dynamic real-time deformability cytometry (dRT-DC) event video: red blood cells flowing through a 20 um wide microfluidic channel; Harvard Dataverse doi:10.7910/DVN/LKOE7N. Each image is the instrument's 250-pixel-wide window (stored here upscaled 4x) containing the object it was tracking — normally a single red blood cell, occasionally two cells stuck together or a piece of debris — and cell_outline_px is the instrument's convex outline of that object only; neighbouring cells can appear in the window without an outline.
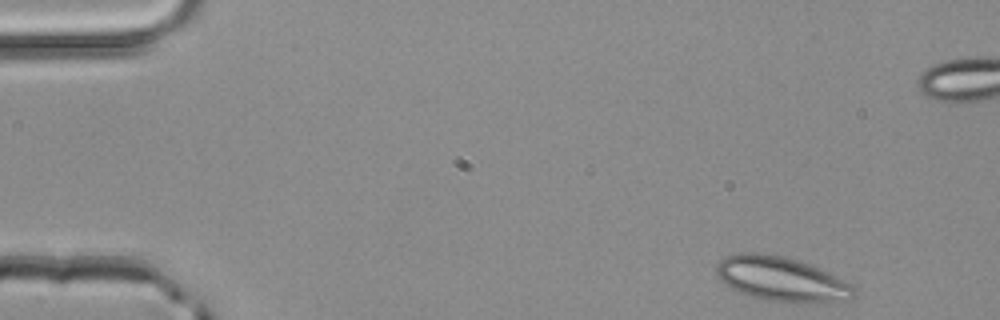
{"species": "common noctule bat (a hibernating species)", "species_latin": "Nyctalus noctula", "temperature_condition": "room temperature", "stored_images_in_passage": 4, "camera_frame_rate_fps": 3000, "um_per_image_px": 0.085, "animal": {"sex": "male", "body_mass_g": 20.4}, "frame": {"image": 1, "passage_image": 1, "time_ms": 0.0, "image_size_px": [1000, 320], "cell_outline_px": [[856, 292], [852, 296], [844, 300], [824, 304], [792, 304], [768, 300], [752, 296], [740, 292], [724, 284], [716, 276], [716, 264], [720, 260], [728, 256], [740, 252], [760, 252], [784, 256], [808, 264], [828, 272], [852, 284]], "centroid_in_image_um": [66.43, 23.74], "position_along_channel_um": 18.6, "area_um2": 36.13}}